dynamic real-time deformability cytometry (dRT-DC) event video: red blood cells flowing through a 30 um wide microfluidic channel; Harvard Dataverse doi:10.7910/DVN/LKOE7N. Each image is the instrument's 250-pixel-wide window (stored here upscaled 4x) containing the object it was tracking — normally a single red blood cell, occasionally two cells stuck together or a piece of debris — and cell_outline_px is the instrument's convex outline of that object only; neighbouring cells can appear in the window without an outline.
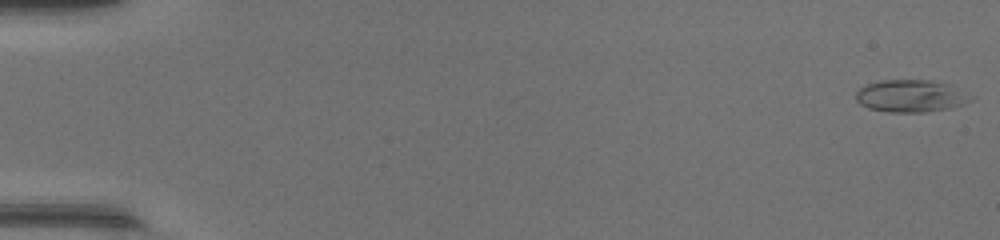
{"species": "common noctule bat (a hibernating species)", "species_latin": "Nyctalus noctula", "temperature_condition": "warm", "stored_images_in_passage": 48, "camera_frame_rate_fps": 3000, "um_per_image_px": 0.085, "animal": {"sex": "female", "body_mass_g": 17.0, "forearm_length_mm": 48.0}, "frame": {"image": 1, "passage_image": 1, "time_ms": 0.0, "image_size_px": [1000, 240], "cell_outline_px": [[976, 96], [972, 100], [964, 104], [952, 108], [924, 112], [888, 112], [868, 108], [860, 104], [856, 100], [856, 92], [864, 84], [880, 80], [932, 80], [948, 84]], "centroid_in_image_um": [77.44, 8.16], "position_along_channel_um": 7.6, "area_um2": 21.96}}
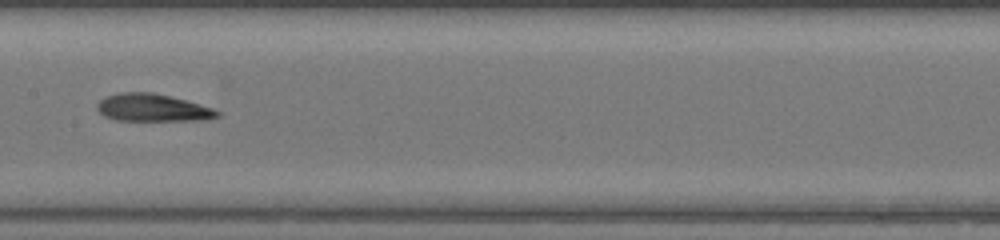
{"frame": {"image": 2, "passage_image": 26, "time_ms": 8.333, "image_size_px": [1000, 240], "cell_outline_px": [[220, 116], [208, 120], [116, 120], [104, 116], [96, 108], [96, 104], [100, 100], [108, 96], [120, 92], [152, 92], [184, 100], [212, 108], [220, 112]], "centroid_in_image_um": [12.96, 9.16], "position_along_channel_um": 194.4, "area_um2": 19.07}}
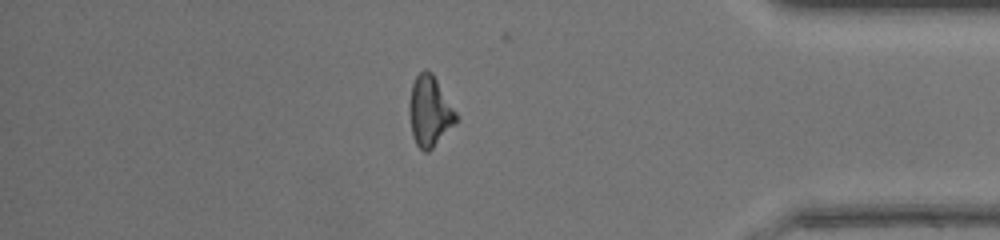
{"frame": {"image": 3, "passage_image": 42, "time_ms": 13.667, "image_size_px": [1000, 240], "cell_outline_px": [[460, 120], [428, 152], [424, 152], [416, 144], [412, 136], [408, 112], [408, 104], [412, 84], [416, 76], [424, 68], [432, 72], [460, 116]], "centroid_in_image_um": [36.54, 9.45], "position_along_channel_um": 398.7, "area_um2": 19.77}}